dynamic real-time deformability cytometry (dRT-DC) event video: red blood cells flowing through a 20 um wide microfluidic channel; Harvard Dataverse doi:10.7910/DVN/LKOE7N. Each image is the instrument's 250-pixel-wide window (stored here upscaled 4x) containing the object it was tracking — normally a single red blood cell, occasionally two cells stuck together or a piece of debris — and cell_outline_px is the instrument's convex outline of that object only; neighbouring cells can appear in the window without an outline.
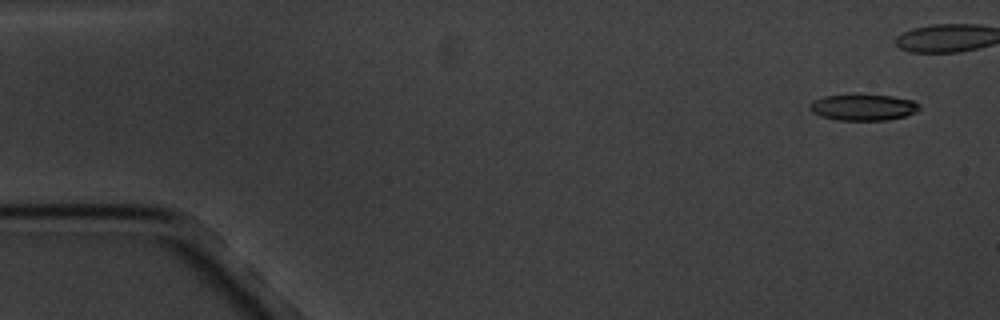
{"species": "common noctule bat (a hibernating species)", "species_latin": "Nyctalus noctula", "temperature_condition": "cold", "stored_images_in_passage": 5, "camera_frame_rate_fps": 3000, "um_per_image_px": 0.085, "animal": {"sex": "male", "body_mass_g": 20.1, "forearm_length_mm": 53.5}, "frame": {"image": 1, "passage_image": 1, "time_ms": 0.0, "image_size_px": [1000, 320], "cell_outline_px": [[920, 108], [916, 112], [904, 116], [888, 120], [840, 120], [820, 116], [812, 112], [808, 108], [808, 104], [812, 100], [824, 96], [892, 96], [912, 100], [920, 104]], "centroid_in_image_um": [73.35, 9.14], "position_along_channel_um": 11.6, "area_um2": 16.47}}